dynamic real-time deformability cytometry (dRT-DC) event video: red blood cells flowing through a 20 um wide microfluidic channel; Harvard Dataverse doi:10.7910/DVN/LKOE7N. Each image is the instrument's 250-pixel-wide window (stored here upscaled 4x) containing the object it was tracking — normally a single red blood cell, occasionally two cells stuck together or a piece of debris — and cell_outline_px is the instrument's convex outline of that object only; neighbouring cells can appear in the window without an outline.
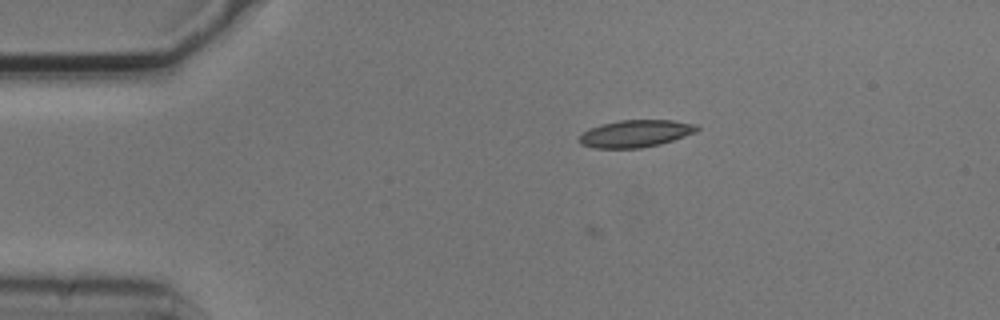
{"species": "common noctule bat (a hibernating species)", "species_latin": "Nyctalus noctula", "temperature_condition": "cold", "stored_images_in_passage": 8, "camera_frame_rate_fps": 3000, "um_per_image_px": 0.085, "animal": {"sex": "male", "body_mass_g": 20.5, "forearm_length_mm": 52.5}, "frame": {"image": 1, "passage_image": 3, "time_ms": 0.667, "image_size_px": [1000, 320], "cell_outline_px": [[700, 128], [696, 132], [660, 144], [640, 148], [596, 148], [580, 144], [580, 136], [588, 128], [600, 124], [620, 120], [672, 120], [696, 124]], "centroid_in_image_um": [54.02, 11.34], "position_along_channel_um": 31.0, "area_um2": 18.61}}
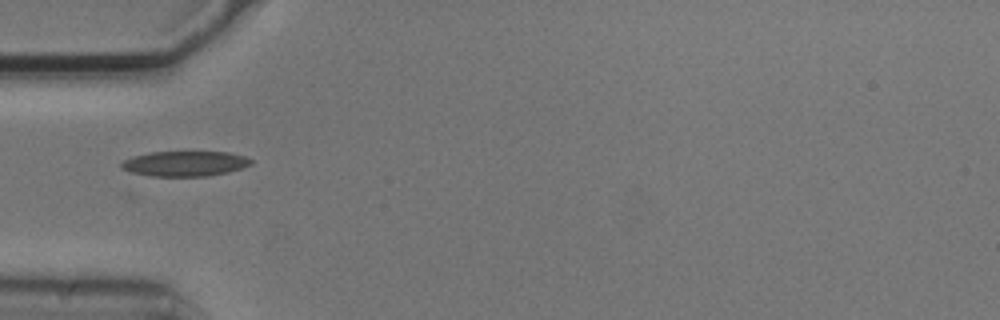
{"frame": {"image": 2, "passage_image": 5, "time_ms": 1.333, "image_size_px": [1000, 320], "cell_outline_px": [[252, 164], [228, 172], [208, 176], [152, 176], [128, 172], [120, 168], [120, 164], [124, 160], [132, 156], [152, 152], [228, 152], [244, 156], [252, 160]], "centroid_in_image_um": [15.67, 13.91], "position_along_channel_um": 69.3, "area_um2": 19.02}}
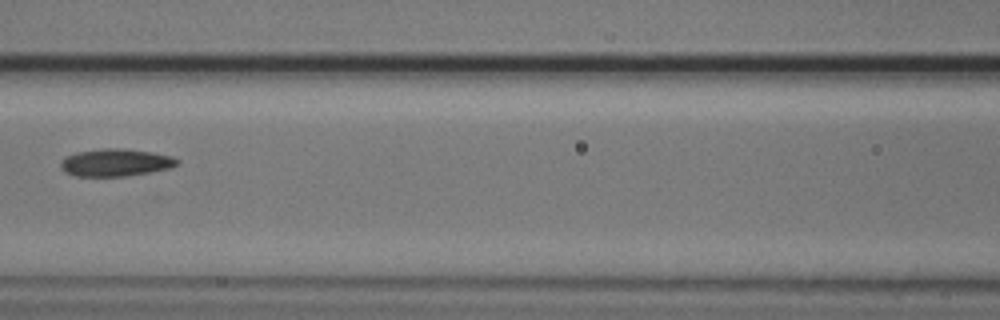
{"frame": {"image": 3, "passage_image": 7, "time_ms": 2.0, "image_size_px": [1000, 320], "cell_outline_px": [[180, 164], [168, 168], [148, 172], [124, 176], [76, 176], [64, 172], [60, 168], [60, 164], [64, 156], [76, 152], [100, 148], [124, 148], [152, 152], [172, 156], [180, 160]], "centroid_in_image_um": [9.8, 13.8], "position_along_channel_um": 156.8, "area_um2": 18.79}}